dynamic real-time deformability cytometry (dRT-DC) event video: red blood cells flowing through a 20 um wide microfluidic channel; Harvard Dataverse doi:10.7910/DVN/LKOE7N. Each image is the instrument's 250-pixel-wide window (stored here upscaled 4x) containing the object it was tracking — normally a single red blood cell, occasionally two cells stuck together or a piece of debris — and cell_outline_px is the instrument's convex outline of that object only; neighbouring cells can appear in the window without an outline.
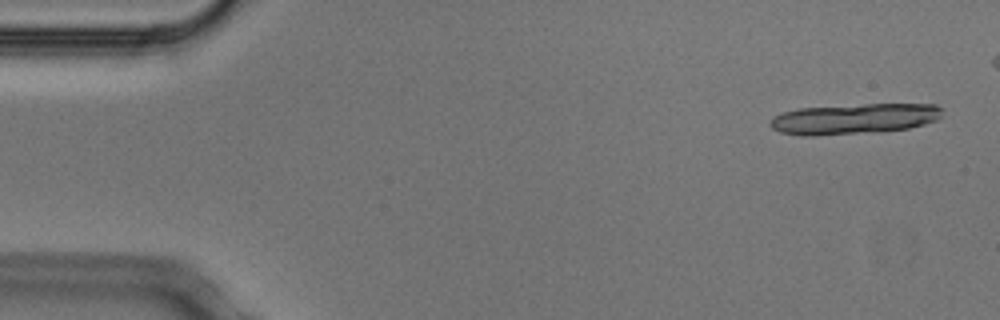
{"species": "Egyptian fruit bat (a non-hibernating species)", "species_latin": "Rousettus aegyptiacus", "temperature_condition": "cold", "stored_images_in_passage": 4, "camera_frame_rate_fps": 3000, "um_per_image_px": 0.085, "animal": {"sex": "male"}, "frame": {"image": 1, "passage_image": 1, "time_ms": 0.0, "image_size_px": [1000, 320], "cell_outline_px": [[944, 108], [940, 116], [936, 120], [924, 124], [908, 128], [876, 132], [816, 136], [800, 136], [780, 132], [772, 128], [768, 120], [772, 116], [784, 112], [800, 108], [864, 104], [936, 104]], "centroid_in_image_um": [72.58, 10.1], "position_along_channel_um": 12.4, "area_um2": 30.87}}